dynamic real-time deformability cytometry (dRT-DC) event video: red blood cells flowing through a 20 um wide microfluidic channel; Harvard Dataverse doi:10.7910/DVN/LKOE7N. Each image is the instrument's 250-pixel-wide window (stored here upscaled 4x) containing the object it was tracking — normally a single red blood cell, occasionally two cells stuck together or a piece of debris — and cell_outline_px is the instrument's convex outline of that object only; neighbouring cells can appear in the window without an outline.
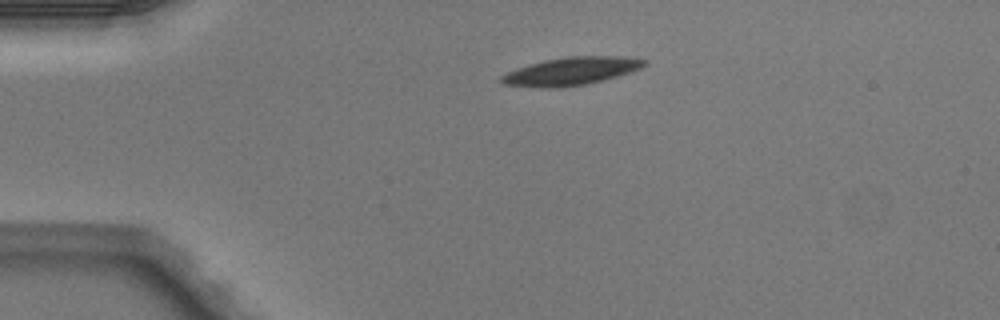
{"species": "Egyptian fruit bat (a non-hibernating species)", "species_latin": "Rousettus aegyptiacus", "temperature_condition": "warm", "stored_images_in_passage": 4, "camera_frame_rate_fps": 3000, "um_per_image_px": 0.085, "animal": {"sex": "male"}, "frame": {"image": 1, "passage_image": 4, "time_ms": 1.0, "image_size_px": [1000, 320], "cell_outline_px": [[648, 64], [640, 68], [616, 76], [588, 84], [548, 88], [504, 84], [500, 80], [500, 76], [508, 72], [528, 64], [544, 60], [568, 56], [620, 56], [648, 60]], "centroid_in_image_um": [48.56, 6.04], "position_along_channel_um": 36.4, "area_um2": 22.95}}